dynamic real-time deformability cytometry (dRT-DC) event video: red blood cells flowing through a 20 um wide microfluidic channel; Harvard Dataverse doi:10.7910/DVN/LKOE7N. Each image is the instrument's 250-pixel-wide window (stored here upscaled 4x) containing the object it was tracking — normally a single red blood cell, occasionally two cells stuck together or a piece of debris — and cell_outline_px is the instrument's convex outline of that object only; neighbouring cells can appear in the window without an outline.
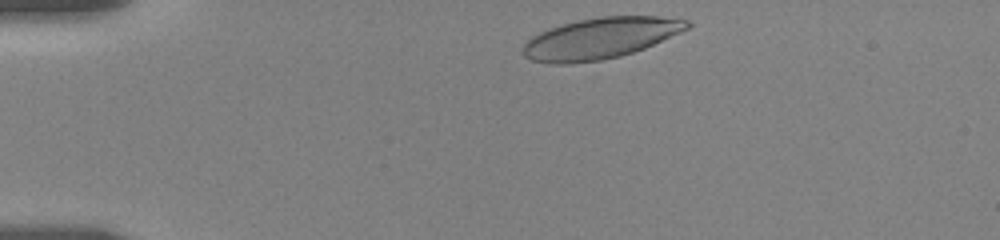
{"species": "human", "species_latin": "Homo sapiens", "temperature_condition": "room temperature", "stored_images_in_passage": 10, "camera_frame_rate_fps": 3000, "um_per_image_px": 0.085, "donor": {"sex": "female"}, "frame": {"image": 1, "passage_image": 2, "time_ms": 0.333, "image_size_px": [1000, 240], "cell_outline_px": [[692, 24], [688, 28], [680, 32], [644, 48], [620, 56], [600, 60], [568, 64], [552, 64], [532, 60], [524, 56], [520, 52], [524, 44], [532, 36], [548, 28], [580, 20], [600, 16], [656, 16], [688, 20]], "centroid_in_image_um": [50.99, 3.26], "position_along_channel_um": 34.0, "area_um2": 39.07}}